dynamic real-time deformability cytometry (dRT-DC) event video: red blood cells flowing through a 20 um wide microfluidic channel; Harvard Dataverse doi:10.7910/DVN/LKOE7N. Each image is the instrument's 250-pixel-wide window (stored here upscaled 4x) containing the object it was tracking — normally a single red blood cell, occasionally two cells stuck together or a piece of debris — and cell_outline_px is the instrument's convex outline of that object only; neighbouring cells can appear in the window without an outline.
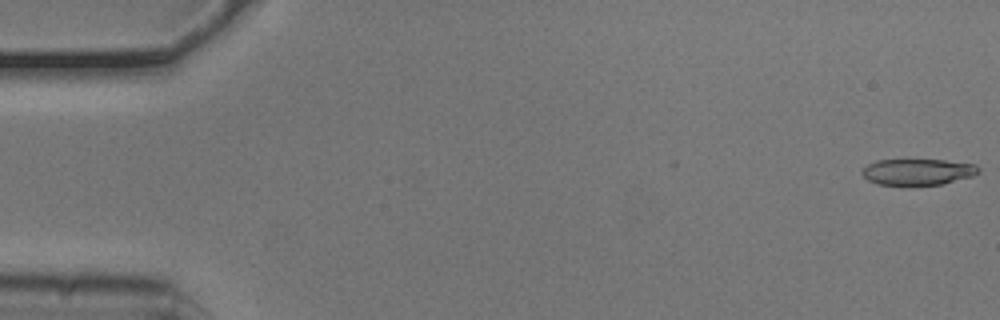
{"species": "common noctule bat (a hibernating species)", "species_latin": "Nyctalus noctula", "temperature_condition": "cold", "stored_images_in_passage": 53, "camera_frame_rate_fps": 3000, "um_per_image_px": 0.085, "animal": {"sex": "male", "body_mass_g": 20.5, "forearm_length_mm": 52.5}, "frame": {"image": 1, "passage_image": 1, "time_ms": 0.0, "image_size_px": [1000, 320], "cell_outline_px": [[980, 172], [972, 176], [944, 184], [876, 184], [868, 180], [860, 172], [868, 164], [876, 160], [944, 160], [976, 164], [980, 168]], "centroid_in_image_um": [78.03, 14.6], "position_along_channel_um": 7.0, "area_um2": 17.63}}
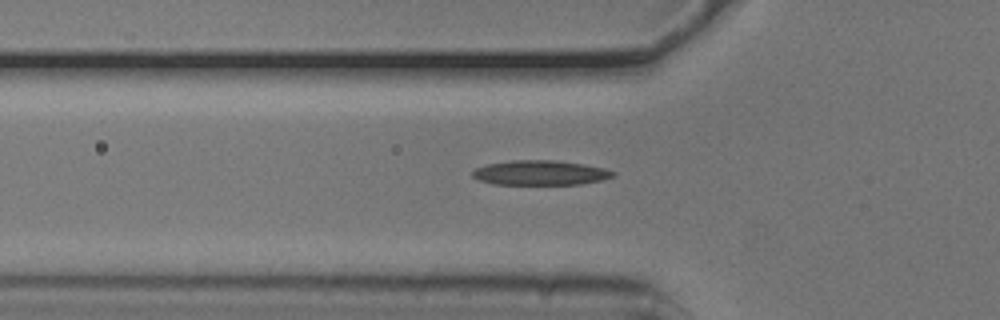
{"frame": {"image": 2, "passage_image": 18, "time_ms": 5.667, "image_size_px": [1000, 320], "cell_outline_px": [[616, 176], [600, 180], [580, 184], [492, 184], [480, 180], [472, 176], [472, 172], [476, 168], [488, 164], [512, 160], [556, 160], [584, 164], [604, 168], [616, 172]], "centroid_in_image_um": [45.95, 14.68], "position_along_channel_um": 79.9, "area_um2": 20.17}}
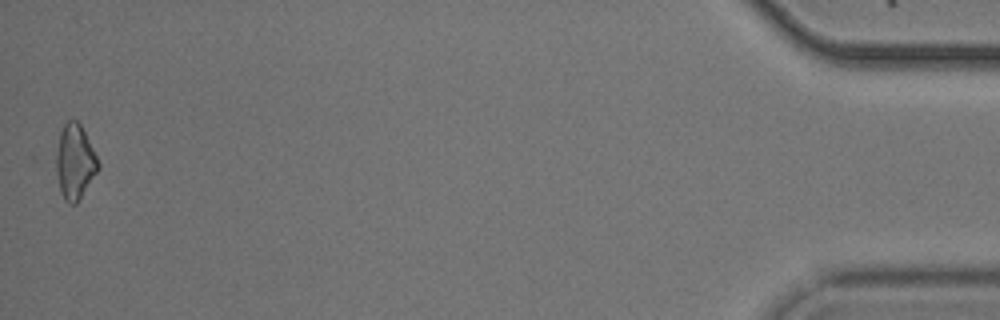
{"frame": {"image": 3, "passage_image": 53, "time_ms": 17.333, "image_size_px": [1000, 320], "cell_outline_px": [[100, 168], [76, 204], [68, 204], [64, 200], [60, 192], [48, 160], [60, 132], [64, 124], [68, 120], [76, 120], [80, 124], [100, 164]], "centroid_in_image_um": [6.22, 13.78], "position_along_channel_um": 429.0, "area_um2": 19.65}, "authors_computed_cell_mechanics": {"area_um2": 19.2474, "velocity_mm_per_s": 3.7835, "shape_relaxation_time_tau1_ms": 5.6021, "shape_relaxation_time_tau2_ms": 6.1527, "deformation_change_tau1": 0.1537, "deformation_change_tau2": 0.1817}}